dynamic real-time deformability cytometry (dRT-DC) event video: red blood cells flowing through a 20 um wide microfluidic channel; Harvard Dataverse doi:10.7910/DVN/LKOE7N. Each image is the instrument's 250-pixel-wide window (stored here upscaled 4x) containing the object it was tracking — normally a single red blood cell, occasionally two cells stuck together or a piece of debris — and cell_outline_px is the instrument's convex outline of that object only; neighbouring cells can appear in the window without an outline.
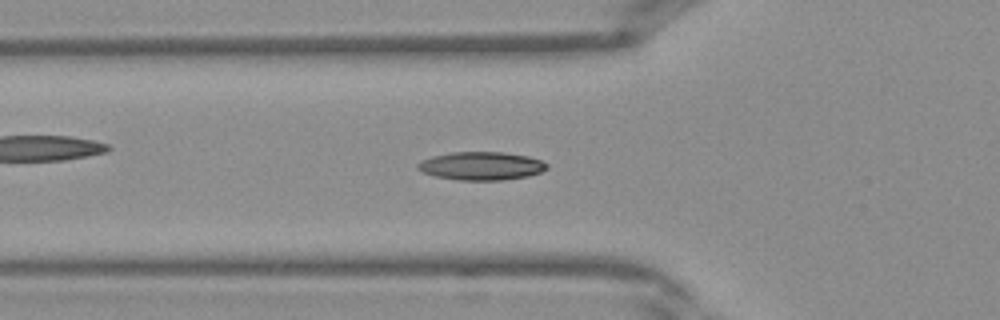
{"species": "Egyptian fruit bat (a non-hibernating species)", "species_latin": "Rousettus aegyptiacus", "temperature_condition": "warm", "stored_images_in_passage": 40, "camera_frame_rate_fps": 3000, "um_per_image_px": 0.085, "frame": {"image": 1, "passage_image": 13, "time_ms": 4.0, "image_size_px": [1000, 320], "cell_outline_px": [[548, 168], [540, 172], [528, 176], [504, 180], [456, 180], [436, 176], [424, 172], [416, 168], [416, 164], [432, 156], [452, 152], [500, 152], [528, 156], [540, 160], [548, 164]], "centroid_in_image_um": [40.92, 14.11], "position_along_channel_um": 84.9, "area_um2": 21.15}}
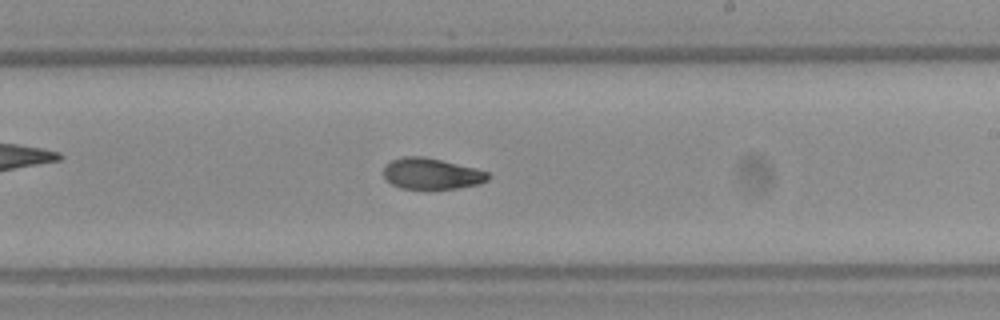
{"frame": {"image": 2, "passage_image": 23, "time_ms": 7.333, "image_size_px": [1000, 320], "cell_outline_px": [[492, 176], [488, 180], [480, 184], [456, 188], [400, 188], [392, 184], [384, 176], [384, 168], [392, 160], [404, 156], [420, 156], [440, 160], [476, 168], [488, 172]], "centroid_in_image_um": [36.72, 14.76], "position_along_channel_um": 252.3, "area_um2": 18.67}}
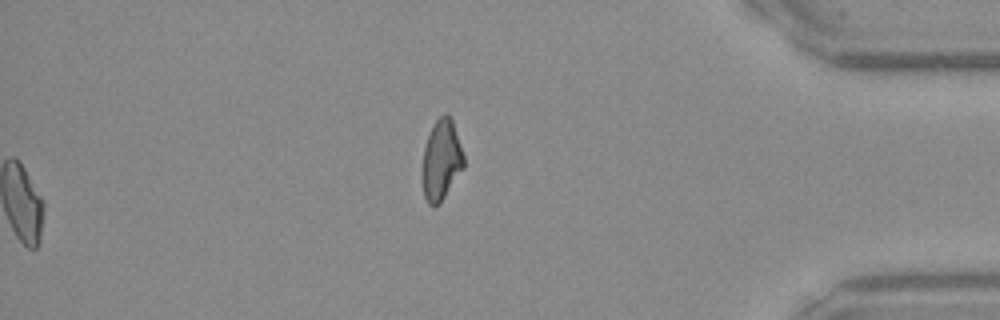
{"frame": {"image": 3, "passage_image": 40, "time_ms": 13.0, "image_size_px": [1000, 320], "cell_outline_px": [[464, 168], [440, 204], [428, 204], [424, 196], [424, 148], [428, 136], [436, 120], [444, 112], [448, 112], [452, 120], [464, 156]], "centroid_in_image_um": [37.55, 13.59], "position_along_channel_um": 397.6, "area_um2": 18.96}}